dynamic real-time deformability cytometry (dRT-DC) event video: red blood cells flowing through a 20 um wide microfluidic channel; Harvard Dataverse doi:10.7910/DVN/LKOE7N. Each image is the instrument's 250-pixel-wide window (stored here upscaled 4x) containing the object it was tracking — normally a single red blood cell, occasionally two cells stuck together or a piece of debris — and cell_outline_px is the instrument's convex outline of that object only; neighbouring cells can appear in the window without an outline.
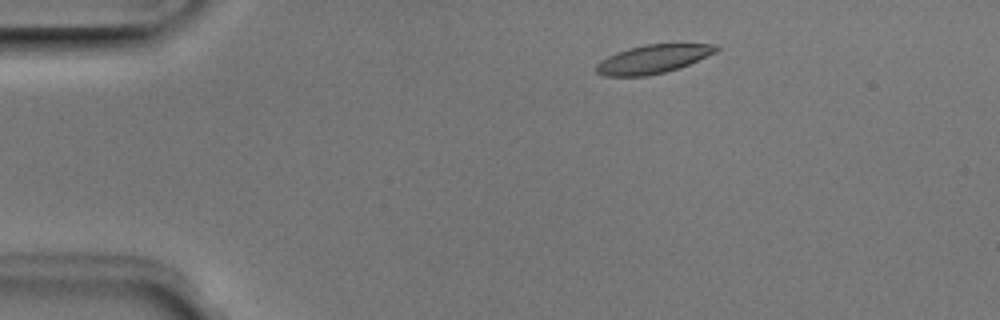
{"species": "Egyptian fruit bat (a non-hibernating species)", "species_latin": "Rousettus aegyptiacus", "temperature_condition": "room temperature", "stored_images_in_passage": 5, "camera_frame_rate_fps": 3000, "um_per_image_px": 0.085, "animal": {"sex": "male"}, "frame": {"image": 1, "passage_image": 2, "time_ms": 0.333, "image_size_px": [1000, 320], "cell_outline_px": [[720, 48], [716, 52], [680, 68], [648, 76], [604, 76], [596, 72], [596, 64], [600, 60], [616, 52], [628, 48], [644, 44], [716, 44]], "centroid_in_image_um": [55.49, 5.02], "position_along_channel_um": 29.5, "area_um2": 20.0}}
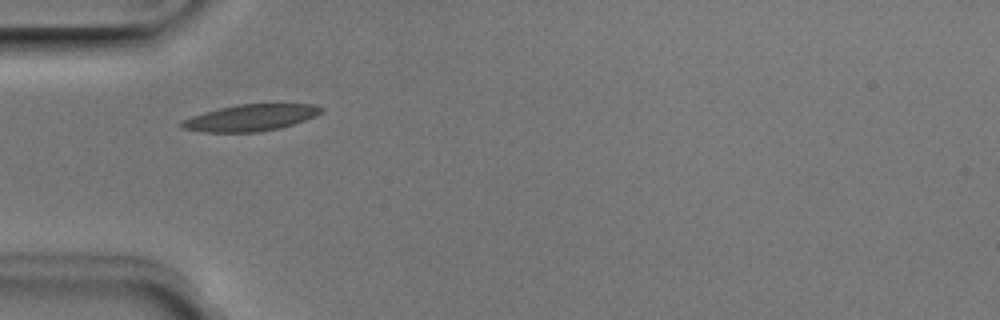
{"frame": {"image": 2, "passage_image": 4, "time_ms": 1.0, "image_size_px": [1000, 320], "cell_outline_px": [[324, 108], [316, 116], [280, 128], [256, 132], [204, 132], [180, 128], [176, 124], [180, 120], [204, 112], [220, 108], [240, 104], [316, 104]], "centroid_in_image_um": [21.24, 10.01], "position_along_channel_um": 63.8, "area_um2": 21.62}}